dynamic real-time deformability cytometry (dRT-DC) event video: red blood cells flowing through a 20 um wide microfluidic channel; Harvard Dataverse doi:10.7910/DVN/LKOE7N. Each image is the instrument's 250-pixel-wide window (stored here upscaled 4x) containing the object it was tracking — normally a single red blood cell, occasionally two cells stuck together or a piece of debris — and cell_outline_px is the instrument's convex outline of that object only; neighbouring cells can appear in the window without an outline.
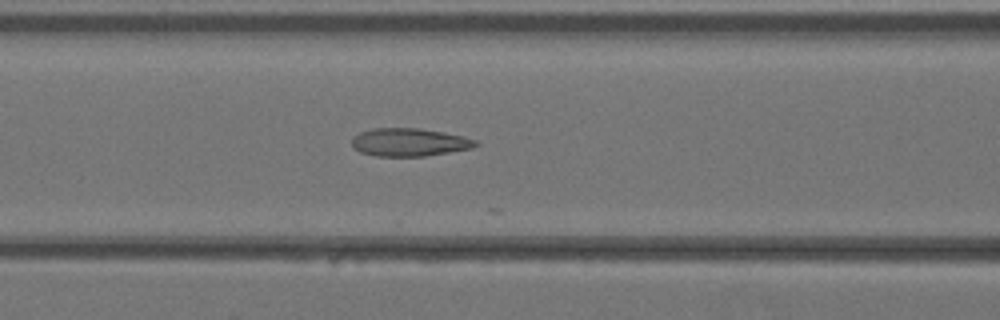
{"species": "Egyptian fruit bat (a non-hibernating species)", "species_latin": "Rousettus aegyptiacus", "temperature_condition": "warm", "stored_images_in_passage": 20, "camera_frame_rate_fps": 3000, "um_per_image_px": 0.085, "animal": {"sex": "female"}, "frame": {"image": 1, "passage_image": 16, "time_ms": 5.0, "image_size_px": [1000, 320], "cell_outline_px": [[480, 144], [472, 148], [424, 156], [376, 156], [360, 152], [352, 148], [352, 136], [360, 132], [372, 128], [420, 128], [444, 132], [464, 136], [476, 140]], "centroid_in_image_um": [34.77, 12.08], "position_along_channel_um": 131.8, "area_um2": 20.35}}
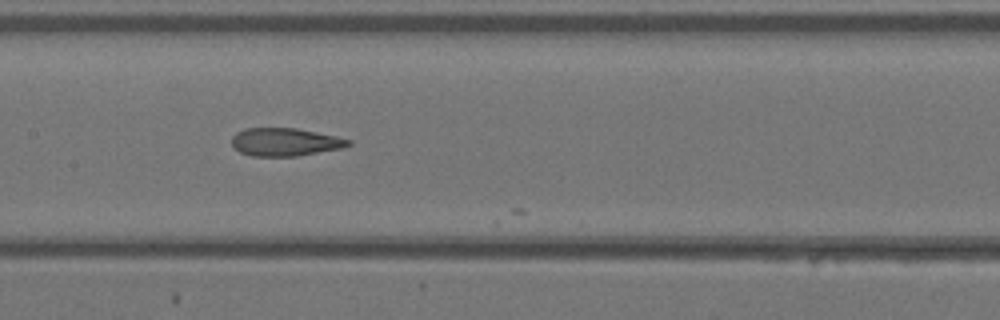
{"frame": {"image": 2, "passage_image": 19, "time_ms": 6.0, "image_size_px": [1000, 320], "cell_outline_px": [[352, 144], [344, 148], [296, 156], [252, 156], [240, 152], [232, 148], [232, 136], [236, 132], [244, 128], [296, 128], [336, 136], [352, 140]], "centroid_in_image_um": [24.22, 12.07], "position_along_channel_um": 183.2, "area_um2": 19.19}}